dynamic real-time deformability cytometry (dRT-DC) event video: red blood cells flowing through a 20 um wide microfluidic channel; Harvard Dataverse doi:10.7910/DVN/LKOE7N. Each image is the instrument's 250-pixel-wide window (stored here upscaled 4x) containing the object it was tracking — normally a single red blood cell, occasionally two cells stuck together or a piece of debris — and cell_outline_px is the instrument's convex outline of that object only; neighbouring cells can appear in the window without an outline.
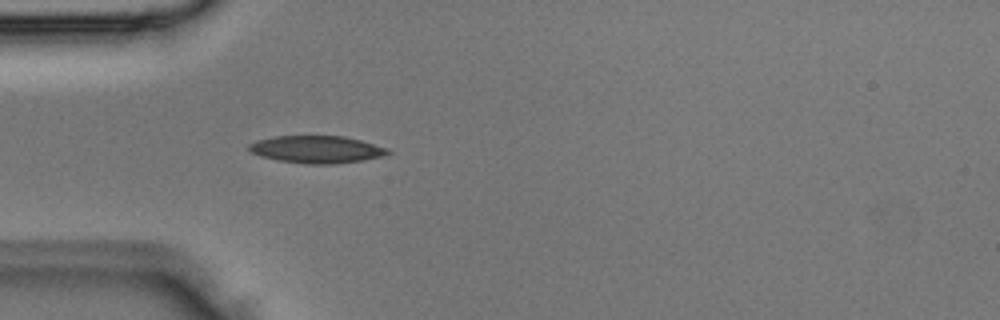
{"species": "Egyptian fruit bat (a non-hibernating species)", "species_latin": "Rousettus aegyptiacus", "temperature_condition": "room temperature", "stored_images_in_passage": 1, "camera_frame_rate_fps": 3000, "um_per_image_px": 0.085, "animal": {"sex": "male"}, "frame": {"image": 1, "passage_image": 1, "time_ms": 0.0, "image_size_px": [1000, 320], "cell_outline_px": [[392, 152], [384, 156], [336, 164], [304, 164], [280, 160], [260, 156], [252, 152], [248, 148], [248, 144], [256, 140], [276, 136], [344, 136], [360, 140], [388, 148]], "centroid_in_image_um": [26.92, 12.7], "position_along_channel_um": 58.1, "area_um2": 22.08}}